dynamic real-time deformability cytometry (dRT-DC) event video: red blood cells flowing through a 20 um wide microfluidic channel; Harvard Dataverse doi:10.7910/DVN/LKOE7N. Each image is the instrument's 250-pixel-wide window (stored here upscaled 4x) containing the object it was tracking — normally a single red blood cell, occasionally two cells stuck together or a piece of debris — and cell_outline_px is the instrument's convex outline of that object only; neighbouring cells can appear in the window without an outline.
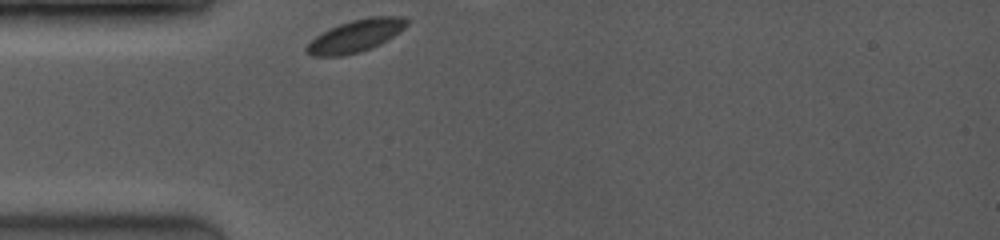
{"species": "common noctule bat (a hibernating species)", "species_latin": "Nyctalus noctula", "temperature_condition": "room temperature", "stored_images_in_passage": 4, "camera_frame_rate_fps": 3500, "um_per_image_px": 0.085, "animal": {"sex": "female", "body_mass_g": 19.0, "forearm_length_mm": 53.3}, "frame": {"image": 1, "passage_image": 1, "time_ms": 0.0, "image_size_px": [1000, 240], "cell_outline_px": [[408, 24], [404, 28], [380, 44], [372, 48], [360, 52], [344, 56], [312, 56], [304, 52], [304, 48], [316, 36], [328, 28], [352, 20], [372, 16], [404, 16], [408, 20]], "centroid_in_image_um": [30.21, 3.05], "position_along_channel_um": 54.8, "area_um2": 18.9}}
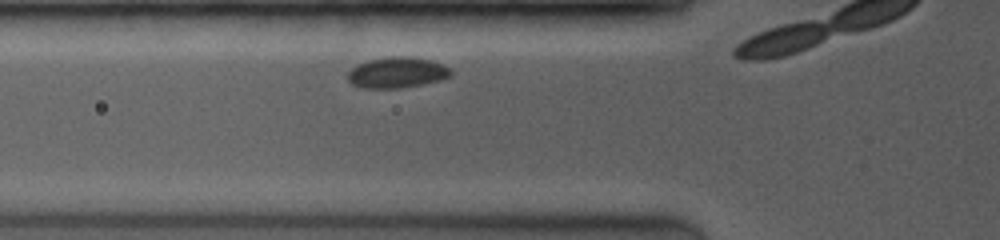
{"frame": {"image": 2, "passage_image": 3, "time_ms": 1.143, "image_size_px": [1000, 240], "cell_outline_px": [[452, 76], [440, 80], [400, 88], [364, 88], [352, 84], [348, 80], [348, 72], [356, 64], [368, 60], [392, 56], [404, 56], [432, 60], [452, 68]], "centroid_in_image_um": [33.76, 6.16], "position_along_channel_um": 92.0, "area_um2": 18.55}}